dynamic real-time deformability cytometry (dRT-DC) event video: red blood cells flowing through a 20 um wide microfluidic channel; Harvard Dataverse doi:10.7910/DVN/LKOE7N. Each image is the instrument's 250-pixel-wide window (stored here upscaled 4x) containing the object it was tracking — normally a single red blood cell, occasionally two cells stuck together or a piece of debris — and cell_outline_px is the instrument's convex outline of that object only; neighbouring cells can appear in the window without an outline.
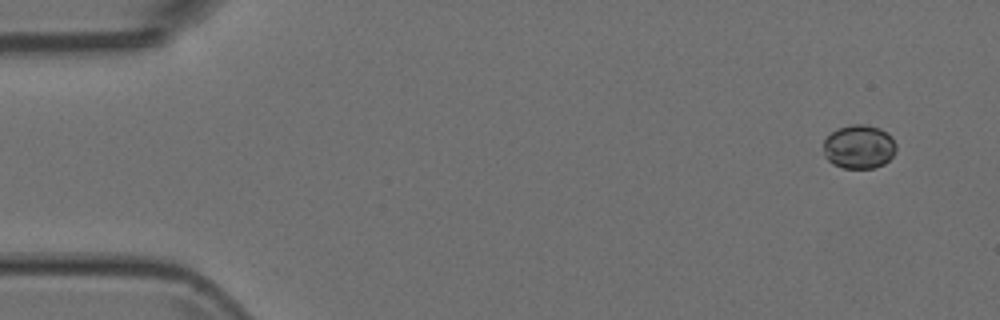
{"species": "Egyptian fruit bat (a non-hibernating species)", "species_latin": "Rousettus aegyptiacus", "temperature_condition": "room temperature", "stored_images_in_passage": 6, "camera_frame_rate_fps": 3000, "um_per_image_px": 0.085, "animal": {"sex": "female"}, "frame": {"image": 1, "passage_image": 1, "time_ms": 0.0, "image_size_px": [1000, 320], "cell_outline_px": [[896, 152], [884, 164], [872, 168], [844, 168], [832, 164], [824, 156], [824, 140], [832, 132], [840, 128], [852, 124], [864, 124], [880, 128], [892, 136], [896, 144]], "centroid_in_image_um": [73.03, 12.48], "position_along_channel_um": 12.0, "area_um2": 18.61}}
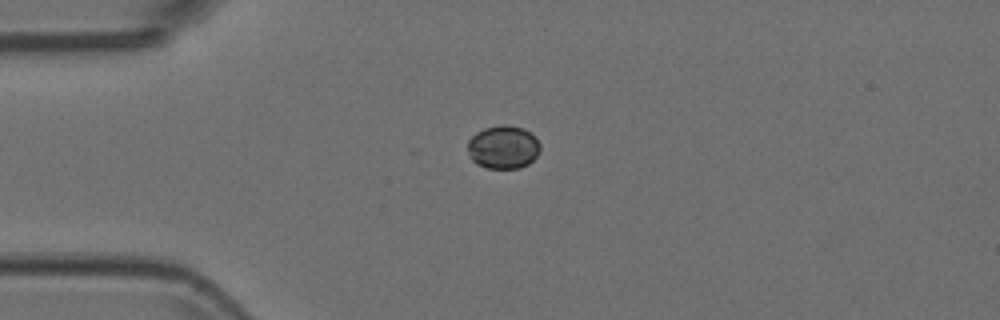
{"frame": {"image": 2, "passage_image": 4, "time_ms": 1.0, "image_size_px": [1000, 320], "cell_outline_px": [[540, 152], [528, 164], [520, 168], [488, 168], [476, 164], [472, 160], [468, 152], [468, 140], [476, 132], [484, 128], [500, 124], [504, 124], [524, 128], [540, 144]], "centroid_in_image_um": [42.75, 12.5], "position_along_channel_um": 42.2, "area_um2": 18.26}}
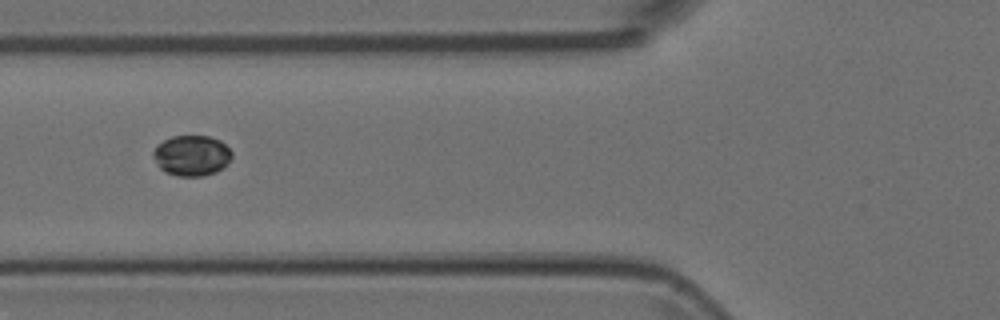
{"frame": {"image": 3, "passage_image": 6, "time_ms": 1.667, "image_size_px": [1000, 320], "cell_outline_px": [[232, 156], [228, 164], [216, 172], [204, 176], [176, 176], [164, 172], [160, 168], [152, 156], [152, 152], [156, 144], [172, 136], [208, 136], [220, 140], [232, 152]], "centroid_in_image_um": [16.27, 13.23], "position_along_channel_um": 109.5, "area_um2": 18.79}}